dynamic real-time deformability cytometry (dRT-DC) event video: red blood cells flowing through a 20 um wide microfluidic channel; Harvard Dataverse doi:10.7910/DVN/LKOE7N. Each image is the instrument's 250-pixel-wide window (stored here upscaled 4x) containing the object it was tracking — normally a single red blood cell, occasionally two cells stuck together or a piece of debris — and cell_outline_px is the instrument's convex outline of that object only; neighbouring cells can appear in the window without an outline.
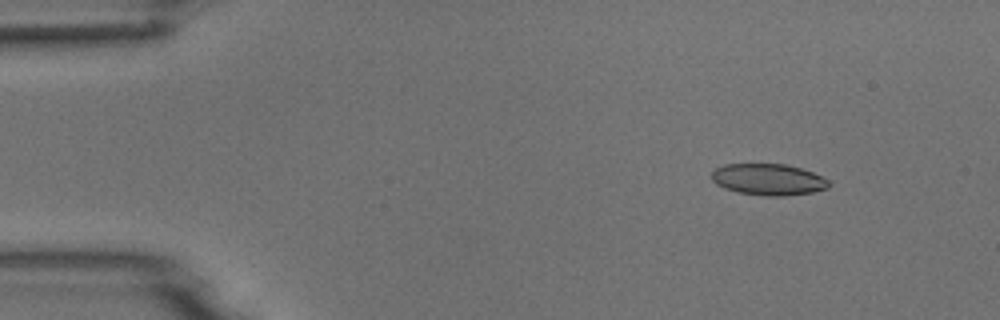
{"species": "common noctule bat (a hibernating species)", "species_latin": "Nyctalus noctula", "temperature_condition": "room temperature", "stored_images_in_passage": 9, "camera_frame_rate_fps": 3000, "um_per_image_px": 0.085, "animal": {"sex": "male", "body_mass_g": 18.8}, "frame": {"image": 1, "passage_image": 1, "time_ms": 0.0, "image_size_px": [1000, 320], "cell_outline_px": [[828, 188], [812, 192], [784, 196], [764, 196], [740, 192], [724, 188], [716, 184], [712, 180], [712, 172], [716, 168], [724, 164], [784, 164], [800, 168], [812, 172], [828, 180]], "centroid_in_image_um": [65.28, 15.26], "position_along_channel_um": 19.7, "area_um2": 21.27}}
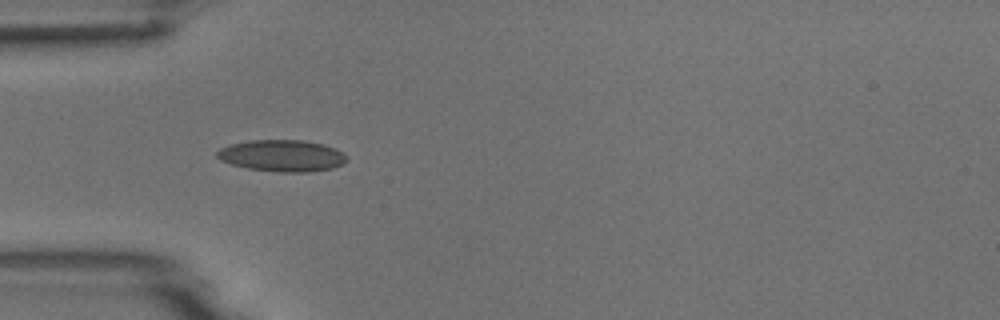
{"frame": {"image": 2, "passage_image": 4, "time_ms": 1.0, "image_size_px": [1000, 320], "cell_outline_px": [[348, 160], [344, 164], [332, 168], [308, 172], [276, 172], [248, 168], [232, 164], [220, 160], [216, 156], [216, 152], [220, 148], [232, 144], [248, 140], [304, 140], [324, 144], [336, 148], [344, 152], [348, 156]], "centroid_in_image_um": [24.02, 13.23], "position_along_channel_um": 61.0, "area_um2": 24.16}}
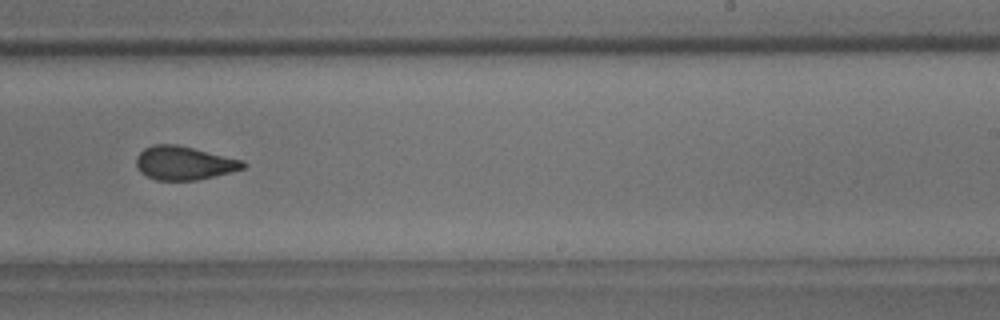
{"frame": {"image": 3, "passage_image": 9, "time_ms": 2.667, "image_size_px": [1000, 320], "cell_outline_px": [[248, 164], [244, 168], [232, 172], [196, 180], [156, 180], [140, 172], [136, 168], [136, 156], [144, 148], [152, 144], [176, 144], [244, 160]], "centroid_in_image_um": [15.64, 13.85], "position_along_channel_um": 273.4, "area_um2": 21.04}}